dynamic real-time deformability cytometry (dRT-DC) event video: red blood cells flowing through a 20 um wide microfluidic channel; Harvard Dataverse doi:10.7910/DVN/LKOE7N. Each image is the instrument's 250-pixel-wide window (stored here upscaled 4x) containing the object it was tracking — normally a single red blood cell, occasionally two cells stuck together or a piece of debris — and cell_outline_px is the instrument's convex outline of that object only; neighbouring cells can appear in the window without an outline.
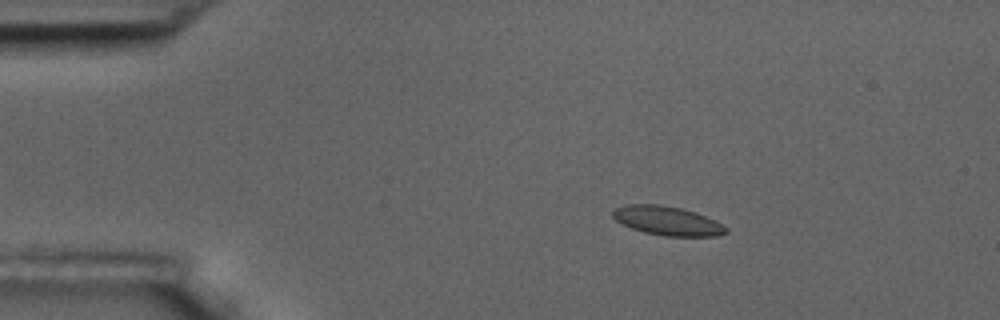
{"species": "common noctule bat (a hibernating species)", "species_latin": "Nyctalus noctula", "temperature_condition": "room temperature", "stored_images_in_passage": 5, "camera_frame_rate_fps": 3000, "um_per_image_px": 0.085, "animal": {"sex": "male", "body_mass_g": 17.5, "forearm_length_mm": 52.3}, "frame": {"image": 1, "passage_image": 3, "time_ms": 2.333, "image_size_px": [1000, 320], "cell_outline_px": [[728, 232], [716, 236], [664, 236], [644, 232], [632, 228], [616, 220], [612, 216], [612, 212], [616, 208], [628, 204], [660, 204], [680, 208], [696, 212], [728, 228]], "centroid_in_image_um": [56.71, 18.76], "position_along_channel_um": 28.3, "area_um2": 18.9}}